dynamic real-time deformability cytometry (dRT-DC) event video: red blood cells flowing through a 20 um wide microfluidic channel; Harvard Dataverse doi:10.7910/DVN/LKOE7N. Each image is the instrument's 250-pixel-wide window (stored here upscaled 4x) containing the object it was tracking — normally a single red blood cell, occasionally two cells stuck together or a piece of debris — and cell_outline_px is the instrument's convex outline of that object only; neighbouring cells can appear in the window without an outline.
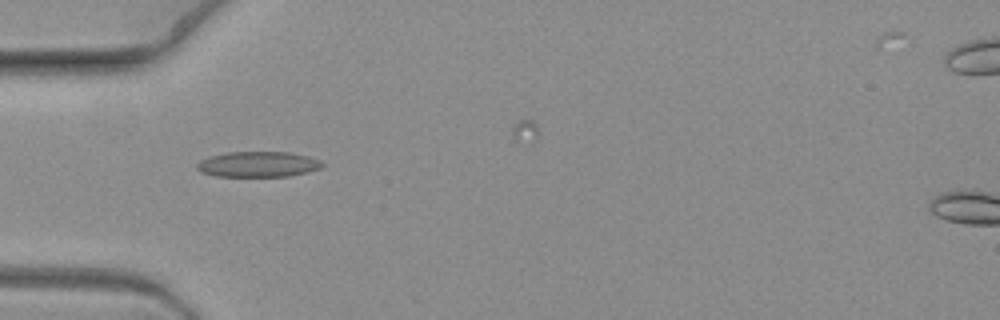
{"species": "common noctule bat (a hibernating species)", "species_latin": "Nyctalus noctula", "temperature_condition": "warm", "stored_images_in_passage": 9, "camera_frame_rate_fps": 3000, "um_per_image_px": 0.085, "animal": {"sex": "female", "body_mass_g": 19.3, "forearm_length_mm": 54.1}, "frame": {"image": 1, "passage_image": 7, "time_ms": 2.0, "image_size_px": [1000, 320], "cell_outline_px": [[324, 164], [320, 168], [308, 172], [288, 176], [216, 176], [200, 172], [196, 168], [196, 164], [200, 160], [208, 156], [228, 152], [288, 152], [308, 156], [320, 160]], "centroid_in_image_um": [21.91, 13.96], "position_along_channel_um": 63.1, "area_um2": 18.67}}
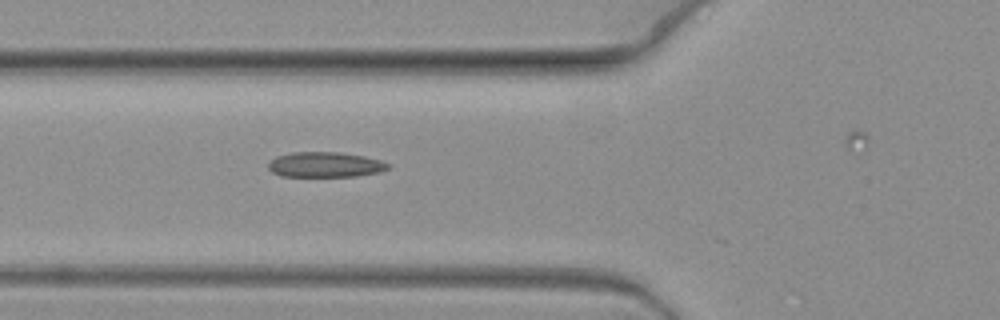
{"frame": {"image": 2, "passage_image": 8, "time_ms": 2.333, "image_size_px": [1000, 320], "cell_outline_px": [[388, 168], [380, 172], [356, 176], [280, 176], [272, 172], [268, 168], [268, 164], [276, 156], [292, 152], [340, 152], [364, 156], [380, 160], [388, 164]], "centroid_in_image_um": [27.61, 13.99], "position_along_channel_um": 98.2, "area_um2": 17.51}}